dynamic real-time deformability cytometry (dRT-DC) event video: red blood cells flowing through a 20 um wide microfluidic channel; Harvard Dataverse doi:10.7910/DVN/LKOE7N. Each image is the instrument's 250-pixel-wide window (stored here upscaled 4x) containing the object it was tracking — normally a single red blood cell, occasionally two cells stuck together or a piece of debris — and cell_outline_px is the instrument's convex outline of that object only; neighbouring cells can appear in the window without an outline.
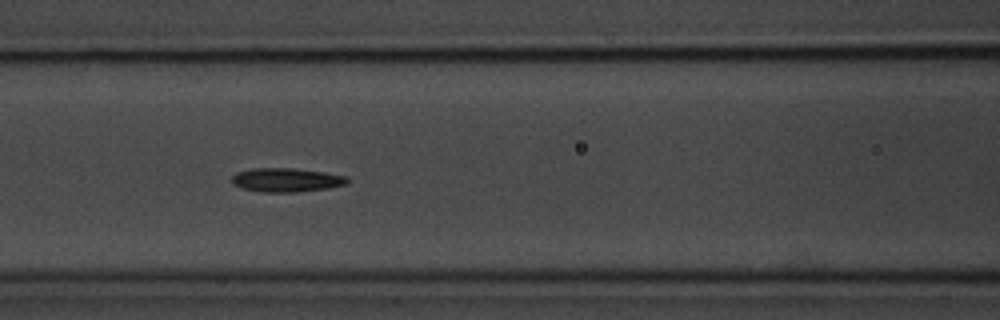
{"species": "common noctule bat (a hibernating species)", "species_latin": "Nyctalus noctula", "temperature_condition": "room temperature", "stored_images_in_passage": 36, "camera_frame_rate_fps": 3000, "um_per_image_px": 0.085, "animal": {"sex": "male", "body_mass_g": 20.1, "forearm_length_mm": 53.5}, "frame": {"image": 1, "passage_image": 11, "time_ms": 3.333, "image_size_px": [1000, 320], "cell_outline_px": [[348, 184], [328, 188], [296, 192], [260, 192], [240, 188], [232, 184], [232, 176], [240, 172], [252, 168], [292, 168], [324, 172], [348, 176]], "centroid_in_image_um": [24.35, 15.3], "position_along_channel_um": 142.3, "area_um2": 16.13}, "authors_computed_cell_mechanics": {"area_um2": 15.1725, "velocity_mm_per_s": 3.6227, "shape_relaxation_time_tau1_ms": 2.4777, "shape_relaxation_time_tau2_ms": 2.4587, "deformation_change_tau1": 0.1046, "deformation_change_tau2": 0.0743}}